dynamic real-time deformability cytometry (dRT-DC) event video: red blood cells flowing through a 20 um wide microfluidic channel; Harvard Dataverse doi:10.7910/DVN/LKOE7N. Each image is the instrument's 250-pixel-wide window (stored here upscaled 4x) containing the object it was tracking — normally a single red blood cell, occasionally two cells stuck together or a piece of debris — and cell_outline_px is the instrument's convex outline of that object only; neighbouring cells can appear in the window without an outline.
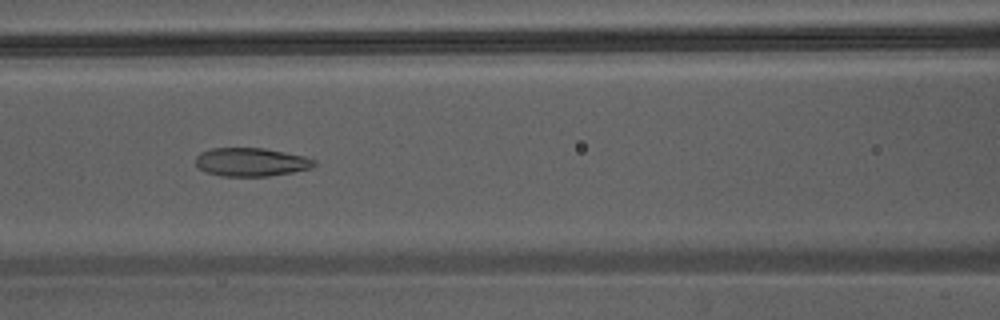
{"species": "Egyptian fruit bat (a non-hibernating species)", "species_latin": "Rousettus aegyptiacus", "temperature_condition": "warm", "stored_images_in_passage": 32, "camera_frame_rate_fps": 3000, "um_per_image_px": 0.085, "animal": {"sex": "male"}, "frame": {"image": 1, "passage_image": 7, "time_ms": 2.0, "image_size_px": [1000, 320], "cell_outline_px": [[316, 164], [312, 168], [292, 172], [268, 176], [220, 176], [204, 172], [196, 164], [196, 156], [200, 152], [212, 148], [264, 148], [304, 156], [316, 160]], "centroid_in_image_um": [21.34, 13.77], "position_along_channel_um": 145.3, "area_um2": 19.71}}
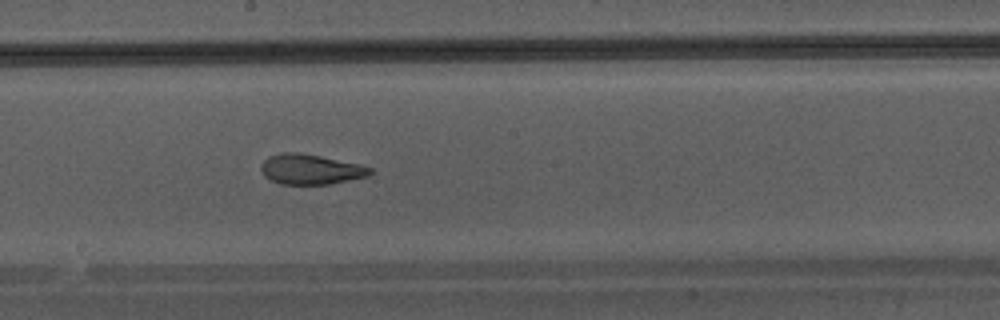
{"frame": {"image": 2, "passage_image": 12, "time_ms": 3.667, "image_size_px": [1000, 320], "cell_outline_px": [[372, 172], [368, 176], [332, 184], [280, 184], [264, 176], [260, 168], [260, 164], [268, 156], [284, 152], [296, 152], [320, 156], [360, 164], [372, 168]], "centroid_in_image_um": [26.39, 14.39], "position_along_channel_um": 221.8, "area_um2": 19.19}}
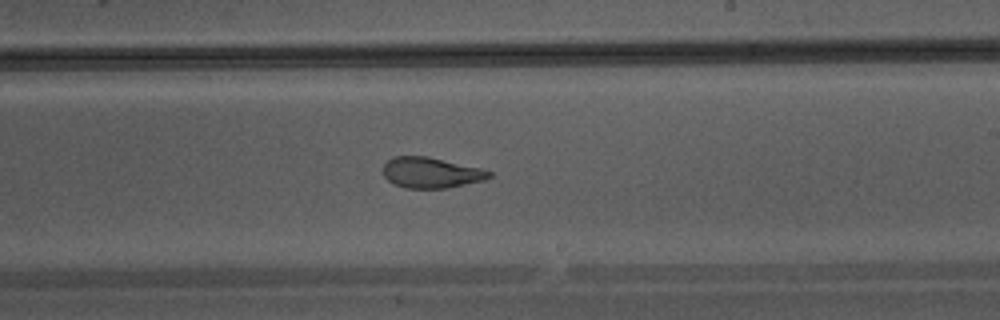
{"frame": {"image": 3, "passage_image": 14, "time_ms": 4.333, "image_size_px": [1000, 320], "cell_outline_px": [[492, 176], [484, 180], [448, 188], [404, 188], [388, 180], [384, 176], [384, 164], [392, 156], [428, 156], [480, 168], [492, 172]], "centroid_in_image_um": [36.64, 14.67], "position_along_channel_um": 252.4, "area_um2": 18.9}}